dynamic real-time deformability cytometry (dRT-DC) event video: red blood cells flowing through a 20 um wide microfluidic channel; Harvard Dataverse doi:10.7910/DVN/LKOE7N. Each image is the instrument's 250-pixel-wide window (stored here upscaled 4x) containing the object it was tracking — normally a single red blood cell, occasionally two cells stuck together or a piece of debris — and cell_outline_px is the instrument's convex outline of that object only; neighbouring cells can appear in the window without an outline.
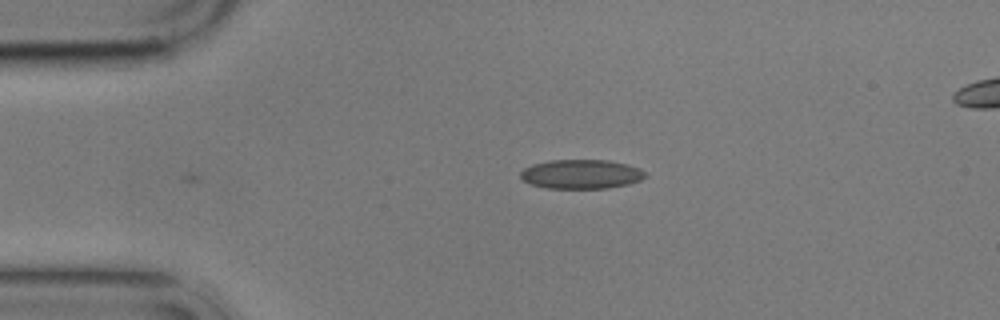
{"species": "common noctule bat (a hibernating species)", "species_latin": "Nyctalus noctula", "temperature_condition": "cold", "stored_images_in_passage": 5, "camera_frame_rate_fps": 3000, "um_per_image_px": 0.085, "animal": {"sex": "male", "body_mass_g": 17.9}, "frame": {"image": 1, "passage_image": 1, "time_ms": 0.0, "image_size_px": [1000, 320], "cell_outline_px": [[648, 176], [640, 180], [628, 184], [608, 188], [548, 188], [532, 184], [524, 180], [520, 176], [520, 172], [524, 168], [532, 164], [552, 160], [608, 160], [628, 164], [640, 168]], "centroid_in_image_um": [49.43, 14.79], "position_along_channel_um": 35.6, "area_um2": 21.21}}
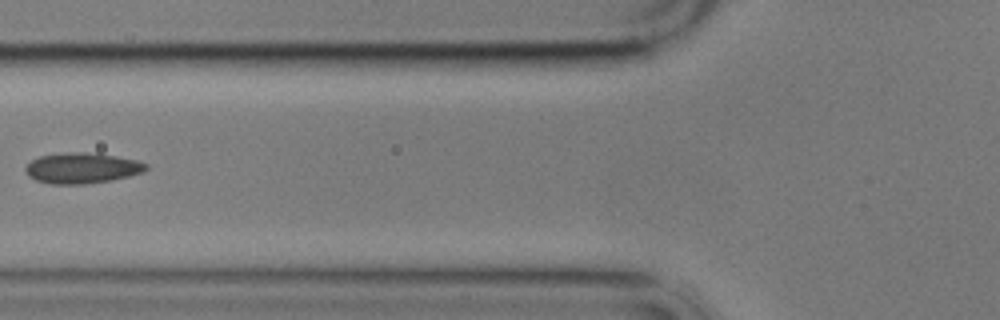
{"frame": {"image": 2, "passage_image": 3, "time_ms": 3.333, "image_size_px": [1000, 320], "cell_outline_px": [[148, 168], [144, 172], [112, 180], [84, 184], [52, 184], [36, 180], [28, 176], [24, 168], [32, 160], [40, 156], [68, 152], [96, 152], [136, 160], [148, 164]], "centroid_in_image_um": [6.99, 14.28], "position_along_channel_um": 118.8, "area_um2": 21.62}}
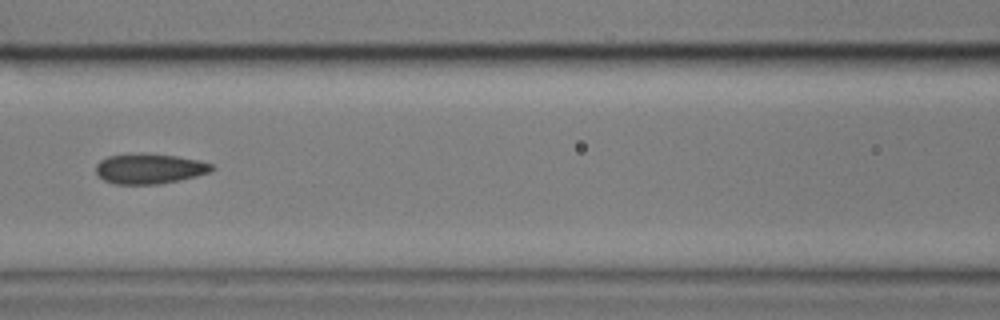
{"frame": {"image": 3, "passage_image": 4, "time_ms": 4.333, "image_size_px": [1000, 320], "cell_outline_px": [[216, 168], [212, 172], [180, 180], [160, 184], [116, 184], [104, 180], [96, 172], [96, 164], [100, 160], [108, 156], [140, 152], [176, 156], [200, 160], [212, 164]], "centroid_in_image_um": [12.74, 14.33], "position_along_channel_um": 153.9, "area_um2": 20.63}}